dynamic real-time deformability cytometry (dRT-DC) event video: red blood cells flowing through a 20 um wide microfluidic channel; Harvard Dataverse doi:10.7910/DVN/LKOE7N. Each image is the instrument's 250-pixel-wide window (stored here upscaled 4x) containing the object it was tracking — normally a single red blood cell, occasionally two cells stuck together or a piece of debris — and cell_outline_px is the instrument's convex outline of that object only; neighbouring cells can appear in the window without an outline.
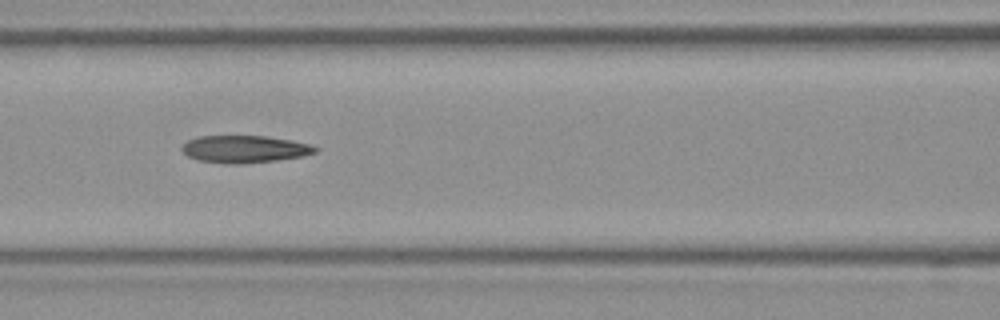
{"species": "Egyptian fruit bat (a non-hibernating species)", "species_latin": "Rousettus aegyptiacus", "temperature_condition": "room temperature", "stored_images_in_passage": 7, "camera_frame_rate_fps": 3000, "um_per_image_px": 0.085, "frame": {"image": 1, "passage_image": 6, "time_ms": 1.667, "image_size_px": [1000, 320], "cell_outline_px": [[320, 148], [316, 152], [304, 156], [276, 160], [244, 164], [228, 164], [196, 160], [188, 156], [180, 148], [188, 140], [200, 136], [264, 136], [292, 140], [312, 144]], "centroid_in_image_um": [20.82, 12.68], "position_along_channel_um": 145.8, "area_um2": 21.39}}